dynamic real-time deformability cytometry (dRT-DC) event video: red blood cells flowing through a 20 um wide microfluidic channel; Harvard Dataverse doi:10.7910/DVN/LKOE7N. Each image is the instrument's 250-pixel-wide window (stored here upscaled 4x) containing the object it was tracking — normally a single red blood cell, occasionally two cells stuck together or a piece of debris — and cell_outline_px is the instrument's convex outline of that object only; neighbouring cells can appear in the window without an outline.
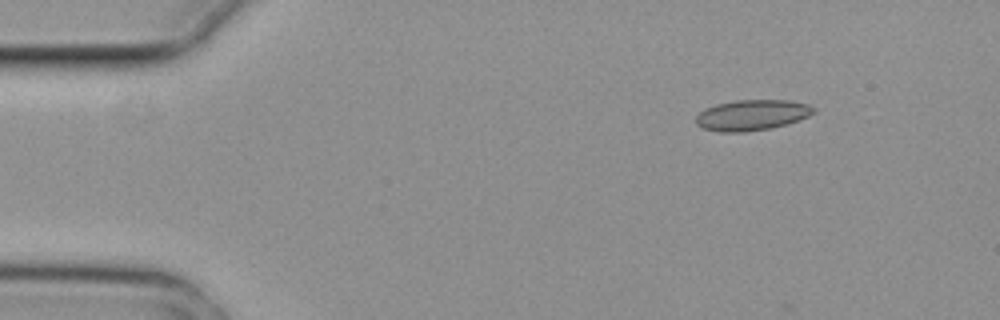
{"species": "common noctule bat (a hibernating species)", "species_latin": "Nyctalus noctula", "temperature_condition": "cold", "stored_images_in_passage": 4, "camera_frame_rate_fps": 3000, "um_per_image_px": 0.085, "animal": {"sex": "female", "body_mass_g": 29.2, "forearm_length_mm": 56.3}, "frame": {"image": 1, "passage_image": 2, "time_ms": 0.333, "image_size_px": [1000, 320], "cell_outline_px": [[816, 112], [808, 116], [772, 128], [744, 132], [720, 132], [704, 128], [696, 124], [696, 116], [704, 108], [716, 104], [736, 100], [788, 100], [808, 104], [816, 108]], "centroid_in_image_um": [63.9, 9.77], "position_along_channel_um": 21.1, "area_um2": 20.98}}